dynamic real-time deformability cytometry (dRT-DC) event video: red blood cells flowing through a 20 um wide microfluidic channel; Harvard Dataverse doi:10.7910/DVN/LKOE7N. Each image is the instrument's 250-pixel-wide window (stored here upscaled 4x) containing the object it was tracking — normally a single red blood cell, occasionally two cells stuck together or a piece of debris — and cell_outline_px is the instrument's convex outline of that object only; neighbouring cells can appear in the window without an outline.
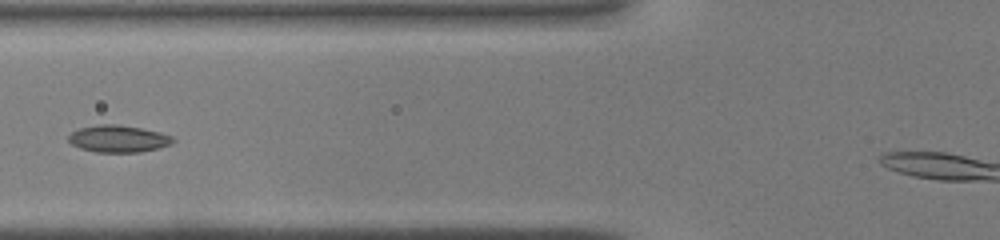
{"species": "common noctule bat (a hibernating species)", "species_latin": "Nyctalus noctula", "temperature_condition": "warm", "stored_images_in_passage": 29, "camera_frame_rate_fps": 3000, "um_per_image_px": 0.085, "animal": {"sex": "male", "body_mass_g": 19.0, "forearm_length_mm": 50.8}, "frame": {"image": 1, "passage_image": 8, "time_ms": 2.333, "image_size_px": [1000, 240], "cell_outline_px": [[176, 140], [172, 144], [160, 148], [140, 152], [96, 152], [80, 148], [72, 144], [68, 140], [68, 136], [72, 132], [80, 128], [100, 124], [116, 124], [140, 128], [160, 132], [172, 136]], "centroid_in_image_um": [10.09, 11.8], "position_along_channel_um": 115.7, "area_um2": 16.47}}
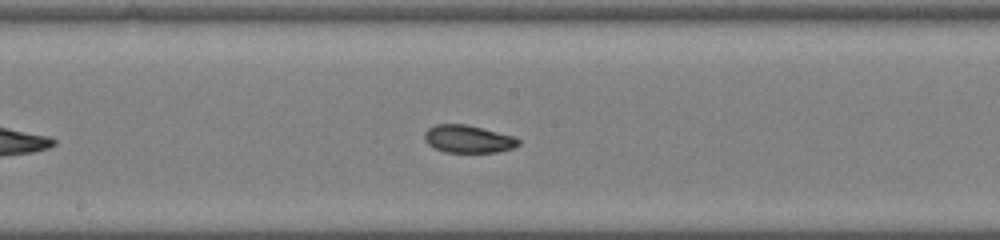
{"frame": {"image": 2, "passage_image": 14, "time_ms": 4.333, "image_size_px": [1000, 240], "cell_outline_px": [[520, 144], [512, 148], [496, 152], [444, 152], [432, 148], [424, 140], [424, 132], [428, 128], [436, 124], [464, 124], [516, 136], [520, 140]], "centroid_in_image_um": [39.77, 11.82], "position_along_channel_um": 208.4, "area_um2": 15.26}}
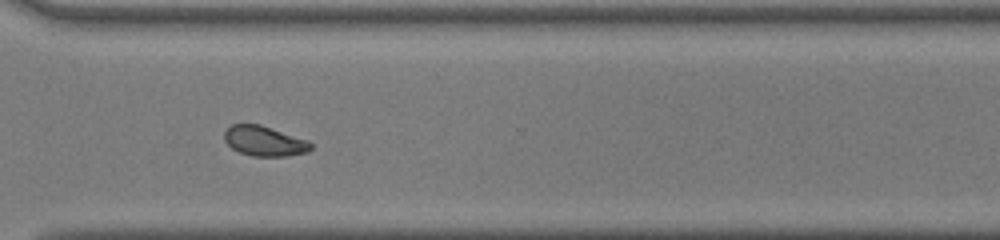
{"frame": {"image": 3, "passage_image": 23, "time_ms": 7.333, "image_size_px": [1000, 240], "cell_outline_px": [[312, 148], [308, 152], [288, 156], [252, 156], [240, 152], [232, 148], [224, 140], [224, 132], [232, 124], [260, 124], [308, 140], [312, 144]], "centroid_in_image_um": [22.49, 11.99], "position_along_channel_um": 348.1, "area_um2": 15.14}}